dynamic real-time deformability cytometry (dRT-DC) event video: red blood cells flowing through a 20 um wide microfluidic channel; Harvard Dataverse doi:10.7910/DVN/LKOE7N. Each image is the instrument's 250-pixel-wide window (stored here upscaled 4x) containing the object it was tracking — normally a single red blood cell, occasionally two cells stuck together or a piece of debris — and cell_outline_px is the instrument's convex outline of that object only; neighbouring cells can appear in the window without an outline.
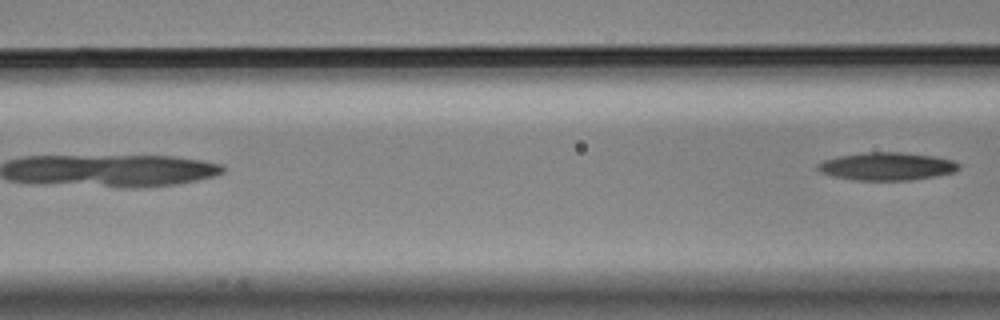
{"species": "Egyptian fruit bat (a non-hibernating species)", "species_latin": "Rousettus aegyptiacus", "temperature_condition": "cold", "stored_images_in_passage": 5, "camera_frame_rate_fps": 3000, "um_per_image_px": 0.085, "animal": {"sex": "male"}, "frame": {"image": 1, "passage_image": 5, "time_ms": 1.333, "image_size_px": [1000, 320], "cell_outline_px": [[960, 168], [952, 172], [912, 180], [852, 180], [832, 176], [820, 172], [816, 168], [816, 164], [824, 160], [836, 156], [864, 152], [900, 152], [932, 156], [952, 160], [960, 164]], "centroid_in_image_um": [75.31, 14.13], "position_along_channel_um": 91.3, "area_um2": 22.89}}